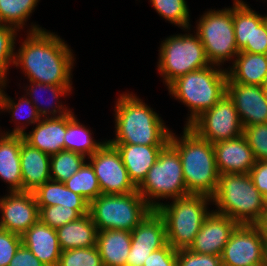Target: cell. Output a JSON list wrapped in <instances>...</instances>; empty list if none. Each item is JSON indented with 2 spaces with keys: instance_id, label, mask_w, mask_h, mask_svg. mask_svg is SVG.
Wrapping results in <instances>:
<instances>
[{
  "instance_id": "2e32d148",
  "label": "cell",
  "mask_w": 267,
  "mask_h": 266,
  "mask_svg": "<svg viewBox=\"0 0 267 266\" xmlns=\"http://www.w3.org/2000/svg\"><path fill=\"white\" fill-rule=\"evenodd\" d=\"M226 93L233 100L243 127L267 123V95L261 86L227 83Z\"/></svg>"
},
{
  "instance_id": "8d00e7d4",
  "label": "cell",
  "mask_w": 267,
  "mask_h": 266,
  "mask_svg": "<svg viewBox=\"0 0 267 266\" xmlns=\"http://www.w3.org/2000/svg\"><path fill=\"white\" fill-rule=\"evenodd\" d=\"M81 216L76 209L65 208L61 205L39 207V220L55 230Z\"/></svg>"
},
{
  "instance_id": "7c38bea8",
  "label": "cell",
  "mask_w": 267,
  "mask_h": 266,
  "mask_svg": "<svg viewBox=\"0 0 267 266\" xmlns=\"http://www.w3.org/2000/svg\"><path fill=\"white\" fill-rule=\"evenodd\" d=\"M87 159L95 171L102 194H127L137 191L119 151L107 140Z\"/></svg>"
},
{
  "instance_id": "d6a6232c",
  "label": "cell",
  "mask_w": 267,
  "mask_h": 266,
  "mask_svg": "<svg viewBox=\"0 0 267 266\" xmlns=\"http://www.w3.org/2000/svg\"><path fill=\"white\" fill-rule=\"evenodd\" d=\"M85 159L84 155L67 150L50 155L51 180L65 182L82 167Z\"/></svg>"
},
{
  "instance_id": "d6986e66",
  "label": "cell",
  "mask_w": 267,
  "mask_h": 266,
  "mask_svg": "<svg viewBox=\"0 0 267 266\" xmlns=\"http://www.w3.org/2000/svg\"><path fill=\"white\" fill-rule=\"evenodd\" d=\"M35 125L30 133L22 134L26 143L49 155L64 150L66 115L56 118H42Z\"/></svg>"
},
{
  "instance_id": "9a60e30c",
  "label": "cell",
  "mask_w": 267,
  "mask_h": 266,
  "mask_svg": "<svg viewBox=\"0 0 267 266\" xmlns=\"http://www.w3.org/2000/svg\"><path fill=\"white\" fill-rule=\"evenodd\" d=\"M238 225L230 217L211 210L188 249L194 253L221 256Z\"/></svg>"
},
{
  "instance_id": "4fadbf2b",
  "label": "cell",
  "mask_w": 267,
  "mask_h": 266,
  "mask_svg": "<svg viewBox=\"0 0 267 266\" xmlns=\"http://www.w3.org/2000/svg\"><path fill=\"white\" fill-rule=\"evenodd\" d=\"M223 266H253L265 261V240L255 225L239 224L221 253Z\"/></svg>"
},
{
  "instance_id": "7a4b0ae2",
  "label": "cell",
  "mask_w": 267,
  "mask_h": 266,
  "mask_svg": "<svg viewBox=\"0 0 267 266\" xmlns=\"http://www.w3.org/2000/svg\"><path fill=\"white\" fill-rule=\"evenodd\" d=\"M115 139L110 144L166 145L171 130L143 100L134 93H122L114 107Z\"/></svg>"
},
{
  "instance_id": "ffe728a7",
  "label": "cell",
  "mask_w": 267,
  "mask_h": 266,
  "mask_svg": "<svg viewBox=\"0 0 267 266\" xmlns=\"http://www.w3.org/2000/svg\"><path fill=\"white\" fill-rule=\"evenodd\" d=\"M20 168L23 191L34 192L51 180L50 155L26 143L21 135Z\"/></svg>"
},
{
  "instance_id": "4dcf8cb0",
  "label": "cell",
  "mask_w": 267,
  "mask_h": 266,
  "mask_svg": "<svg viewBox=\"0 0 267 266\" xmlns=\"http://www.w3.org/2000/svg\"><path fill=\"white\" fill-rule=\"evenodd\" d=\"M63 183L89 203L102 194L95 171L89 162H85L74 175Z\"/></svg>"
},
{
  "instance_id": "60d3db41",
  "label": "cell",
  "mask_w": 267,
  "mask_h": 266,
  "mask_svg": "<svg viewBox=\"0 0 267 266\" xmlns=\"http://www.w3.org/2000/svg\"><path fill=\"white\" fill-rule=\"evenodd\" d=\"M21 245V235L0 228V266H8Z\"/></svg>"
},
{
  "instance_id": "603a6c76",
  "label": "cell",
  "mask_w": 267,
  "mask_h": 266,
  "mask_svg": "<svg viewBox=\"0 0 267 266\" xmlns=\"http://www.w3.org/2000/svg\"><path fill=\"white\" fill-rule=\"evenodd\" d=\"M227 68V83L261 86L267 77V55L239 52Z\"/></svg>"
},
{
  "instance_id": "30bf717a",
  "label": "cell",
  "mask_w": 267,
  "mask_h": 266,
  "mask_svg": "<svg viewBox=\"0 0 267 266\" xmlns=\"http://www.w3.org/2000/svg\"><path fill=\"white\" fill-rule=\"evenodd\" d=\"M197 22L195 33L210 64L222 66L225 61H234L240 51L234 34L233 6L221 10L209 9Z\"/></svg>"
},
{
  "instance_id": "1f68e13d",
  "label": "cell",
  "mask_w": 267,
  "mask_h": 266,
  "mask_svg": "<svg viewBox=\"0 0 267 266\" xmlns=\"http://www.w3.org/2000/svg\"><path fill=\"white\" fill-rule=\"evenodd\" d=\"M40 0H0V23L23 29Z\"/></svg>"
},
{
  "instance_id": "e0dca14e",
  "label": "cell",
  "mask_w": 267,
  "mask_h": 266,
  "mask_svg": "<svg viewBox=\"0 0 267 266\" xmlns=\"http://www.w3.org/2000/svg\"><path fill=\"white\" fill-rule=\"evenodd\" d=\"M219 174H246L256 163L252 149L243 135L213 144Z\"/></svg>"
},
{
  "instance_id": "83f0119b",
  "label": "cell",
  "mask_w": 267,
  "mask_h": 266,
  "mask_svg": "<svg viewBox=\"0 0 267 266\" xmlns=\"http://www.w3.org/2000/svg\"><path fill=\"white\" fill-rule=\"evenodd\" d=\"M93 138L90 129L78 122L74 112L71 111L66 115L64 150L77 152L85 157H90L106 143L105 140L103 142H97Z\"/></svg>"
},
{
  "instance_id": "f1b7e54d",
  "label": "cell",
  "mask_w": 267,
  "mask_h": 266,
  "mask_svg": "<svg viewBox=\"0 0 267 266\" xmlns=\"http://www.w3.org/2000/svg\"><path fill=\"white\" fill-rule=\"evenodd\" d=\"M5 86L7 87L6 82H3L0 88V111H8L9 113L12 112V121L15 123L17 122L18 124L16 125V127L12 130V131H3V134H15V135H22L23 133H25V129L27 126H29V124H36L39 120H41L42 118L40 117L37 108L35 107V105L31 102V100L29 98H27V96H23L21 98H19V101L16 103L12 98H10V96H8L5 91L3 89H6ZM28 106L29 110L26 109V107ZM26 109L27 111L23 110ZM22 114V115H21ZM25 114V115H24ZM26 116V123L22 122V125L20 123V121H23L24 119L21 116ZM21 119H20V117ZM15 120H14V119ZM16 119H20V120H16ZM20 124V125H19ZM24 124V125H23Z\"/></svg>"
},
{
  "instance_id": "c3c4849f",
  "label": "cell",
  "mask_w": 267,
  "mask_h": 266,
  "mask_svg": "<svg viewBox=\"0 0 267 266\" xmlns=\"http://www.w3.org/2000/svg\"><path fill=\"white\" fill-rule=\"evenodd\" d=\"M258 230L260 231V234L264 238L265 242L267 241V209L263 211L261 214L260 219L254 224Z\"/></svg>"
},
{
  "instance_id": "f546056e",
  "label": "cell",
  "mask_w": 267,
  "mask_h": 266,
  "mask_svg": "<svg viewBox=\"0 0 267 266\" xmlns=\"http://www.w3.org/2000/svg\"><path fill=\"white\" fill-rule=\"evenodd\" d=\"M233 26L236 45L241 51L246 45H252L253 24H261L267 15L253 11L246 2L233 0Z\"/></svg>"
},
{
  "instance_id": "3957f363",
  "label": "cell",
  "mask_w": 267,
  "mask_h": 266,
  "mask_svg": "<svg viewBox=\"0 0 267 266\" xmlns=\"http://www.w3.org/2000/svg\"><path fill=\"white\" fill-rule=\"evenodd\" d=\"M169 143L179 154L187 192L212 197L220 177L213 144L199 137L188 126H184L180 137L171 131Z\"/></svg>"
},
{
  "instance_id": "836d02e7",
  "label": "cell",
  "mask_w": 267,
  "mask_h": 266,
  "mask_svg": "<svg viewBox=\"0 0 267 266\" xmlns=\"http://www.w3.org/2000/svg\"><path fill=\"white\" fill-rule=\"evenodd\" d=\"M156 12L184 31L190 30V15L186 0H150Z\"/></svg>"
},
{
  "instance_id": "d4e9b609",
  "label": "cell",
  "mask_w": 267,
  "mask_h": 266,
  "mask_svg": "<svg viewBox=\"0 0 267 266\" xmlns=\"http://www.w3.org/2000/svg\"><path fill=\"white\" fill-rule=\"evenodd\" d=\"M131 240V232L126 230L98 231L96 246L103 266H126Z\"/></svg>"
},
{
  "instance_id": "7bdbcfd3",
  "label": "cell",
  "mask_w": 267,
  "mask_h": 266,
  "mask_svg": "<svg viewBox=\"0 0 267 266\" xmlns=\"http://www.w3.org/2000/svg\"><path fill=\"white\" fill-rule=\"evenodd\" d=\"M240 52L267 55V20L253 24L252 45H246Z\"/></svg>"
},
{
  "instance_id": "e575fe53",
  "label": "cell",
  "mask_w": 267,
  "mask_h": 266,
  "mask_svg": "<svg viewBox=\"0 0 267 266\" xmlns=\"http://www.w3.org/2000/svg\"><path fill=\"white\" fill-rule=\"evenodd\" d=\"M17 29L0 23V80L8 82L7 72L9 66L14 63L15 44Z\"/></svg>"
},
{
  "instance_id": "ac0fdd59",
  "label": "cell",
  "mask_w": 267,
  "mask_h": 266,
  "mask_svg": "<svg viewBox=\"0 0 267 266\" xmlns=\"http://www.w3.org/2000/svg\"><path fill=\"white\" fill-rule=\"evenodd\" d=\"M22 244L46 266H58L61 249L56 230L38 220L23 235Z\"/></svg>"
},
{
  "instance_id": "52a82bcc",
  "label": "cell",
  "mask_w": 267,
  "mask_h": 266,
  "mask_svg": "<svg viewBox=\"0 0 267 266\" xmlns=\"http://www.w3.org/2000/svg\"><path fill=\"white\" fill-rule=\"evenodd\" d=\"M137 190L153 209L163 203L160 202L162 199L170 200L190 195L185 186L179 154L169 142L159 152L156 162Z\"/></svg>"
},
{
  "instance_id": "681fc988",
  "label": "cell",
  "mask_w": 267,
  "mask_h": 266,
  "mask_svg": "<svg viewBox=\"0 0 267 266\" xmlns=\"http://www.w3.org/2000/svg\"><path fill=\"white\" fill-rule=\"evenodd\" d=\"M261 88H262L263 92L267 95V77L263 80V82L261 84Z\"/></svg>"
},
{
  "instance_id": "44dd1931",
  "label": "cell",
  "mask_w": 267,
  "mask_h": 266,
  "mask_svg": "<svg viewBox=\"0 0 267 266\" xmlns=\"http://www.w3.org/2000/svg\"><path fill=\"white\" fill-rule=\"evenodd\" d=\"M117 148L131 181L138 187L165 145L111 144Z\"/></svg>"
},
{
  "instance_id": "cb8c5ba5",
  "label": "cell",
  "mask_w": 267,
  "mask_h": 266,
  "mask_svg": "<svg viewBox=\"0 0 267 266\" xmlns=\"http://www.w3.org/2000/svg\"><path fill=\"white\" fill-rule=\"evenodd\" d=\"M56 233L61 251L97 245L98 228L89 213L61 226Z\"/></svg>"
},
{
  "instance_id": "4316f807",
  "label": "cell",
  "mask_w": 267,
  "mask_h": 266,
  "mask_svg": "<svg viewBox=\"0 0 267 266\" xmlns=\"http://www.w3.org/2000/svg\"><path fill=\"white\" fill-rule=\"evenodd\" d=\"M131 247L162 248L167 244L163 217L156 209L131 231Z\"/></svg>"
},
{
  "instance_id": "6da1fadb",
  "label": "cell",
  "mask_w": 267,
  "mask_h": 266,
  "mask_svg": "<svg viewBox=\"0 0 267 266\" xmlns=\"http://www.w3.org/2000/svg\"><path fill=\"white\" fill-rule=\"evenodd\" d=\"M29 30V31H28ZM14 53L15 67H20L29 82L48 85H72L74 52L68 44L45 28L34 25Z\"/></svg>"
},
{
  "instance_id": "816d5d0a",
  "label": "cell",
  "mask_w": 267,
  "mask_h": 266,
  "mask_svg": "<svg viewBox=\"0 0 267 266\" xmlns=\"http://www.w3.org/2000/svg\"><path fill=\"white\" fill-rule=\"evenodd\" d=\"M265 261L267 262V241L265 242Z\"/></svg>"
},
{
  "instance_id": "8fae6325",
  "label": "cell",
  "mask_w": 267,
  "mask_h": 266,
  "mask_svg": "<svg viewBox=\"0 0 267 266\" xmlns=\"http://www.w3.org/2000/svg\"><path fill=\"white\" fill-rule=\"evenodd\" d=\"M188 127L212 144L237 138L242 135L244 129L233 100L227 93L212 108L201 113Z\"/></svg>"
},
{
  "instance_id": "ee69618b",
  "label": "cell",
  "mask_w": 267,
  "mask_h": 266,
  "mask_svg": "<svg viewBox=\"0 0 267 266\" xmlns=\"http://www.w3.org/2000/svg\"><path fill=\"white\" fill-rule=\"evenodd\" d=\"M61 206L76 209L82 216L89 213V202L81 195L75 194L62 182Z\"/></svg>"
},
{
  "instance_id": "9c48e42d",
  "label": "cell",
  "mask_w": 267,
  "mask_h": 266,
  "mask_svg": "<svg viewBox=\"0 0 267 266\" xmlns=\"http://www.w3.org/2000/svg\"><path fill=\"white\" fill-rule=\"evenodd\" d=\"M163 41L158 50L157 70L167 87L178 77L211 65L195 31L194 35L176 34Z\"/></svg>"
},
{
  "instance_id": "7dc6e473",
  "label": "cell",
  "mask_w": 267,
  "mask_h": 266,
  "mask_svg": "<svg viewBox=\"0 0 267 266\" xmlns=\"http://www.w3.org/2000/svg\"><path fill=\"white\" fill-rule=\"evenodd\" d=\"M160 248L131 247L126 261V266H143L148 256Z\"/></svg>"
},
{
  "instance_id": "74e56055",
  "label": "cell",
  "mask_w": 267,
  "mask_h": 266,
  "mask_svg": "<svg viewBox=\"0 0 267 266\" xmlns=\"http://www.w3.org/2000/svg\"><path fill=\"white\" fill-rule=\"evenodd\" d=\"M242 135L257 161L267 160V123L246 126Z\"/></svg>"
},
{
  "instance_id": "ba28073f",
  "label": "cell",
  "mask_w": 267,
  "mask_h": 266,
  "mask_svg": "<svg viewBox=\"0 0 267 266\" xmlns=\"http://www.w3.org/2000/svg\"><path fill=\"white\" fill-rule=\"evenodd\" d=\"M152 210L138 190L127 194H101L89 203V214L98 231L131 232Z\"/></svg>"
},
{
  "instance_id": "7402d4cb",
  "label": "cell",
  "mask_w": 267,
  "mask_h": 266,
  "mask_svg": "<svg viewBox=\"0 0 267 266\" xmlns=\"http://www.w3.org/2000/svg\"><path fill=\"white\" fill-rule=\"evenodd\" d=\"M20 150L21 135L0 131V179L8 184L9 192L23 191Z\"/></svg>"
},
{
  "instance_id": "b9f144b4",
  "label": "cell",
  "mask_w": 267,
  "mask_h": 266,
  "mask_svg": "<svg viewBox=\"0 0 267 266\" xmlns=\"http://www.w3.org/2000/svg\"><path fill=\"white\" fill-rule=\"evenodd\" d=\"M143 266H177V250L167 243L164 247L153 251Z\"/></svg>"
},
{
  "instance_id": "484cf974",
  "label": "cell",
  "mask_w": 267,
  "mask_h": 266,
  "mask_svg": "<svg viewBox=\"0 0 267 266\" xmlns=\"http://www.w3.org/2000/svg\"><path fill=\"white\" fill-rule=\"evenodd\" d=\"M29 83H30V85L25 87V88H28V89H25L26 90V96L30 97L29 99H31V102L37 108V111H38L41 118L61 117V116L69 114L72 111L69 108L67 109V106H63L62 103L60 102V99H59L62 96L66 97L67 95H70V92L72 91V88H73L71 85H48V84H43L40 82H29ZM38 90L40 92L43 90L50 92L51 97H52L51 98L52 102L51 101L48 102L47 105L43 102L41 103V101H40L41 93ZM48 99H50V98H47V100ZM39 102H40V104H39Z\"/></svg>"
},
{
  "instance_id": "d590c367",
  "label": "cell",
  "mask_w": 267,
  "mask_h": 266,
  "mask_svg": "<svg viewBox=\"0 0 267 266\" xmlns=\"http://www.w3.org/2000/svg\"><path fill=\"white\" fill-rule=\"evenodd\" d=\"M58 266H103L97 246L61 251Z\"/></svg>"
},
{
  "instance_id": "f6af8a7d",
  "label": "cell",
  "mask_w": 267,
  "mask_h": 266,
  "mask_svg": "<svg viewBox=\"0 0 267 266\" xmlns=\"http://www.w3.org/2000/svg\"><path fill=\"white\" fill-rule=\"evenodd\" d=\"M249 174L254 186L264 195L267 192V160L256 161Z\"/></svg>"
},
{
  "instance_id": "f35d334b",
  "label": "cell",
  "mask_w": 267,
  "mask_h": 266,
  "mask_svg": "<svg viewBox=\"0 0 267 266\" xmlns=\"http://www.w3.org/2000/svg\"><path fill=\"white\" fill-rule=\"evenodd\" d=\"M33 194L39 207L61 205L62 182L49 180L38 187Z\"/></svg>"
},
{
  "instance_id": "5bb4252c",
  "label": "cell",
  "mask_w": 267,
  "mask_h": 266,
  "mask_svg": "<svg viewBox=\"0 0 267 266\" xmlns=\"http://www.w3.org/2000/svg\"><path fill=\"white\" fill-rule=\"evenodd\" d=\"M0 198V228L23 235L39 220L33 192L14 191Z\"/></svg>"
},
{
  "instance_id": "5b68a950",
  "label": "cell",
  "mask_w": 267,
  "mask_h": 266,
  "mask_svg": "<svg viewBox=\"0 0 267 266\" xmlns=\"http://www.w3.org/2000/svg\"><path fill=\"white\" fill-rule=\"evenodd\" d=\"M216 213L226 215L238 224L254 225L265 210L263 195L254 186L249 173L221 174L211 197Z\"/></svg>"
},
{
  "instance_id": "ab89813d",
  "label": "cell",
  "mask_w": 267,
  "mask_h": 266,
  "mask_svg": "<svg viewBox=\"0 0 267 266\" xmlns=\"http://www.w3.org/2000/svg\"><path fill=\"white\" fill-rule=\"evenodd\" d=\"M177 266H223L221 256L199 254L189 249L177 250Z\"/></svg>"
},
{
  "instance_id": "f907efd6",
  "label": "cell",
  "mask_w": 267,
  "mask_h": 266,
  "mask_svg": "<svg viewBox=\"0 0 267 266\" xmlns=\"http://www.w3.org/2000/svg\"><path fill=\"white\" fill-rule=\"evenodd\" d=\"M263 205L264 208L267 209V192L263 195Z\"/></svg>"
},
{
  "instance_id": "f5cc1de1",
  "label": "cell",
  "mask_w": 267,
  "mask_h": 266,
  "mask_svg": "<svg viewBox=\"0 0 267 266\" xmlns=\"http://www.w3.org/2000/svg\"><path fill=\"white\" fill-rule=\"evenodd\" d=\"M253 266H267V262L264 261V262H262L260 264H256V265H253Z\"/></svg>"
},
{
  "instance_id": "bcb514c9",
  "label": "cell",
  "mask_w": 267,
  "mask_h": 266,
  "mask_svg": "<svg viewBox=\"0 0 267 266\" xmlns=\"http://www.w3.org/2000/svg\"><path fill=\"white\" fill-rule=\"evenodd\" d=\"M8 266H46L23 244L18 248Z\"/></svg>"
},
{
  "instance_id": "8992f818",
  "label": "cell",
  "mask_w": 267,
  "mask_h": 266,
  "mask_svg": "<svg viewBox=\"0 0 267 266\" xmlns=\"http://www.w3.org/2000/svg\"><path fill=\"white\" fill-rule=\"evenodd\" d=\"M172 201L162 203L156 210L164 219L167 243L175 250L188 249L211 212L208 205L212 198L190 194Z\"/></svg>"
},
{
  "instance_id": "277c9868",
  "label": "cell",
  "mask_w": 267,
  "mask_h": 266,
  "mask_svg": "<svg viewBox=\"0 0 267 266\" xmlns=\"http://www.w3.org/2000/svg\"><path fill=\"white\" fill-rule=\"evenodd\" d=\"M209 65L175 79L167 88L169 94L184 103L190 111L185 126L212 108L226 93L227 69Z\"/></svg>"
}]
</instances>
